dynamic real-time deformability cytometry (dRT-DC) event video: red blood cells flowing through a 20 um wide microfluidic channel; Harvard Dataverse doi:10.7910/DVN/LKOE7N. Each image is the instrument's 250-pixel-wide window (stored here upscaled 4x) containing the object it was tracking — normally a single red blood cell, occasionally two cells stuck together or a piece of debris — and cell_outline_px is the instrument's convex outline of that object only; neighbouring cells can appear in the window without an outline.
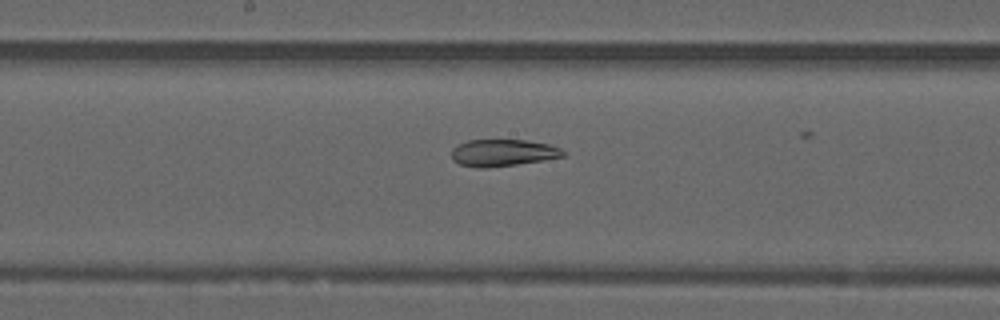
{"species": "common noctule bat (a hibernating species)", "species_latin": "Nyctalus noctula", "temperature_condition": "warm", "stored_images_in_passage": 41, "segment_of_instrument_passage": [2, 2], "camera_frame_rate_fps": 3000, "um_per_image_px": 0.085, "animal": {"sex": "male", "forearm_length_mm": 52.5}, "frame": {"image": 1, "passage_image": 27, "time_ms": 8.667, "image_size_px": [1000, 320], "cell_outline_px": [[564, 156], [544, 160], [516, 164], [484, 168], [476, 168], [460, 164], [452, 160], [452, 148], [456, 144], [468, 140], [524, 140], [548, 144], [560, 148], [564, 152]], "centroid_in_image_um": [42.69, 12.98], "position_along_channel_um": 205.5, "area_um2": 17.46}}
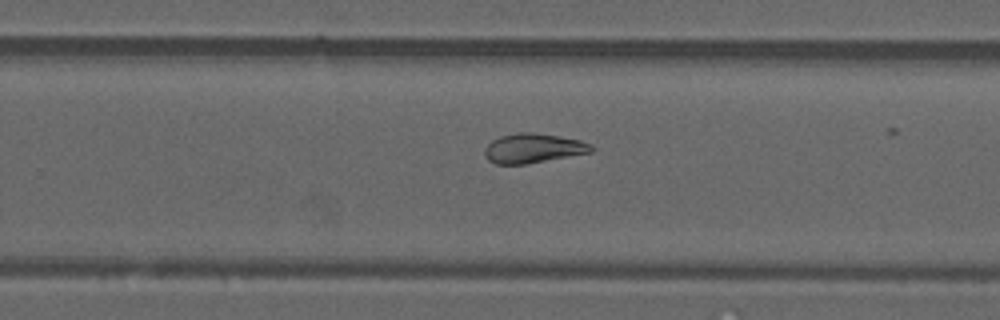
{"frame": {"image": 2, "passage_image": 33, "time_ms": 10.667, "image_size_px": [1000, 320], "cell_outline_px": [[596, 148], [592, 152], [524, 164], [496, 164], [488, 160], [484, 156], [484, 148], [492, 140], [500, 136], [520, 132], [532, 132], [560, 136], [580, 140], [592, 144]], "centroid_in_image_um": [45.32, 12.59], "position_along_channel_um": 284.5, "area_um2": 18.38}}
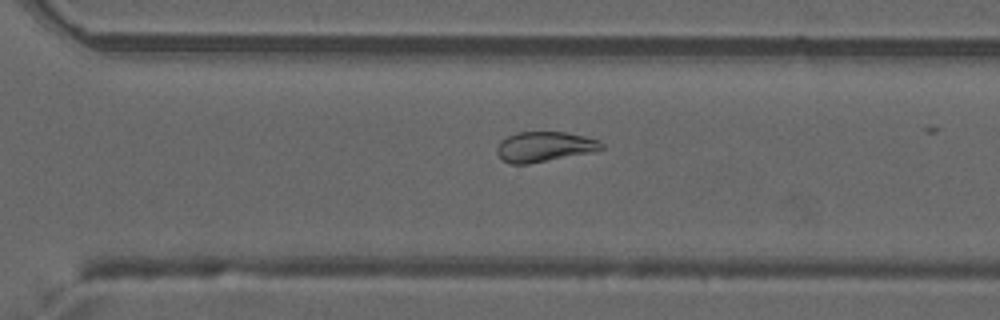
{"frame": {"image": 3, "passage_image": 36, "time_ms": 11.667, "image_size_px": [1000, 320], "cell_outline_px": [[604, 148], [588, 152], [528, 164], [508, 164], [496, 152], [496, 148], [500, 140], [516, 132], [564, 132], [584, 136], [596, 140], [604, 144]], "centroid_in_image_um": [46.21, 12.46], "position_along_channel_um": 324.4, "area_um2": 18.03}}